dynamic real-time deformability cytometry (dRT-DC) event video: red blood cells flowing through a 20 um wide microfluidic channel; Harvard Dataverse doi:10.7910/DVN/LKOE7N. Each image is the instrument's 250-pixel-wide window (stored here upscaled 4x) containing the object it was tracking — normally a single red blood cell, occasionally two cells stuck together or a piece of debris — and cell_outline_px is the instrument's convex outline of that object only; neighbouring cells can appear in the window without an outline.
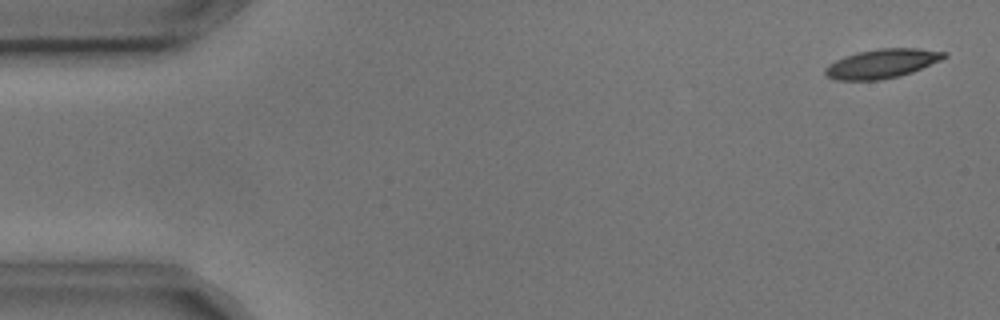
{"species": "common noctule bat (a hibernating species)", "species_latin": "Nyctalus noctula", "temperature_condition": "cold", "stored_images_in_passage": 4, "camera_frame_rate_fps": 3000, "um_per_image_px": 0.085, "animal": {"sex": "male", "body_mass_g": 17.9, "forearm_length_mm": 54.2}, "frame": {"image": 1, "passage_image": 1, "time_ms": 0.0, "image_size_px": [1000, 320], "cell_outline_px": [[948, 56], [940, 60], [912, 72], [900, 76], [880, 80], [836, 80], [828, 76], [824, 72], [824, 68], [828, 64], [844, 56], [860, 52], [880, 48], [920, 48], [948, 52]], "centroid_in_image_um": [74.98, 5.4], "position_along_channel_um": 10.0, "area_um2": 20.17}}